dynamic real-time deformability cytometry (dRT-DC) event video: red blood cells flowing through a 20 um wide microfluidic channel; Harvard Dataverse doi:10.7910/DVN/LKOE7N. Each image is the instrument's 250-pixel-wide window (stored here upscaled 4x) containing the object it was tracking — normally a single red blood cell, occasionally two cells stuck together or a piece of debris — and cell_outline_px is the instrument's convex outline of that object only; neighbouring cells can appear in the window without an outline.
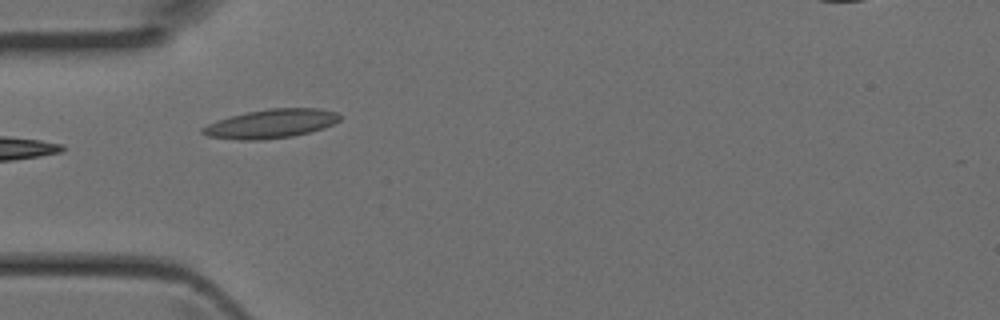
{"species": "Egyptian fruit bat (a non-hibernating species)", "species_latin": "Rousettus aegyptiacus", "temperature_condition": "room temperature", "stored_images_in_passage": 32, "camera_frame_rate_fps": 3000, "um_per_image_px": 0.085, "animal": {"sex": "female"}, "frame": {"image": 1, "passage_image": 2, "time_ms": 0.333, "image_size_px": [1000, 320], "cell_outline_px": [[340, 120], [324, 128], [292, 136], [264, 140], [240, 140], [208, 136], [200, 132], [200, 128], [208, 124], [232, 116], [248, 112], [272, 108], [320, 108], [336, 112], [340, 116]], "centroid_in_image_um": [23.05, 10.52], "position_along_channel_um": 62.0, "area_um2": 22.89}}
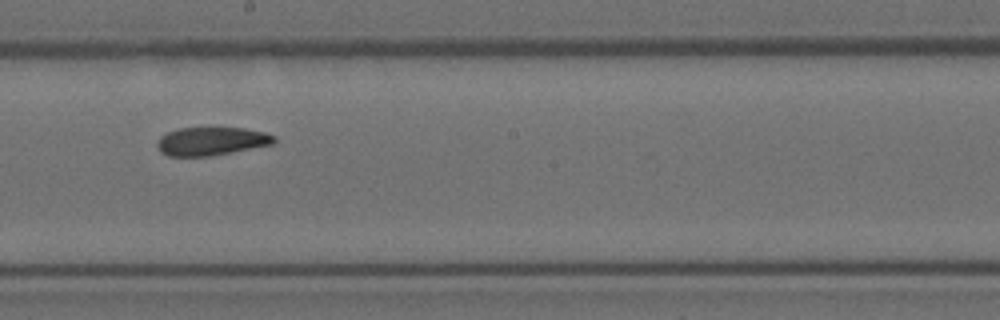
{"frame": {"image": 2, "passage_image": 13, "time_ms": 4.0, "image_size_px": [1000, 320], "cell_outline_px": [[276, 140], [272, 144], [208, 156], [168, 156], [160, 152], [156, 144], [156, 140], [160, 136], [168, 132], [180, 128], [244, 128], [264, 132], [276, 136]], "centroid_in_image_um": [17.93, 12.0], "position_along_channel_um": 230.3, "area_um2": 19.13}}
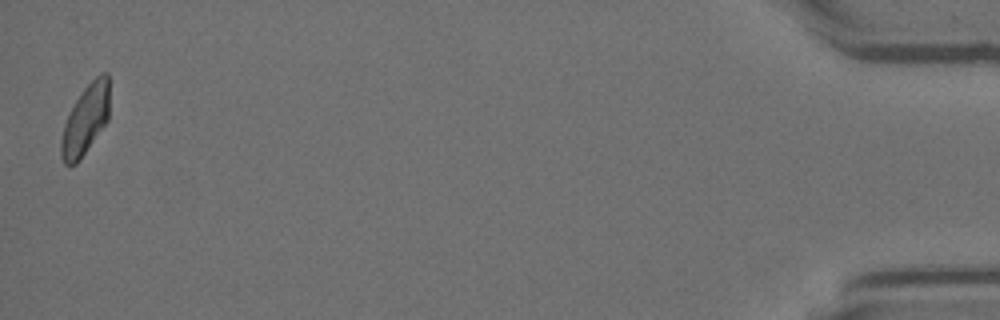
{"frame": {"image": 3, "passage_image": 32, "time_ms": 10.333, "image_size_px": [1000, 320], "cell_outline_px": [[108, 120], [80, 160], [76, 164], [64, 164], [60, 156], [60, 140], [64, 124], [76, 100], [84, 88], [100, 72], [108, 72]], "centroid_in_image_um": [7.25, 10.2], "position_along_channel_um": 428.0, "area_um2": 19.48}}